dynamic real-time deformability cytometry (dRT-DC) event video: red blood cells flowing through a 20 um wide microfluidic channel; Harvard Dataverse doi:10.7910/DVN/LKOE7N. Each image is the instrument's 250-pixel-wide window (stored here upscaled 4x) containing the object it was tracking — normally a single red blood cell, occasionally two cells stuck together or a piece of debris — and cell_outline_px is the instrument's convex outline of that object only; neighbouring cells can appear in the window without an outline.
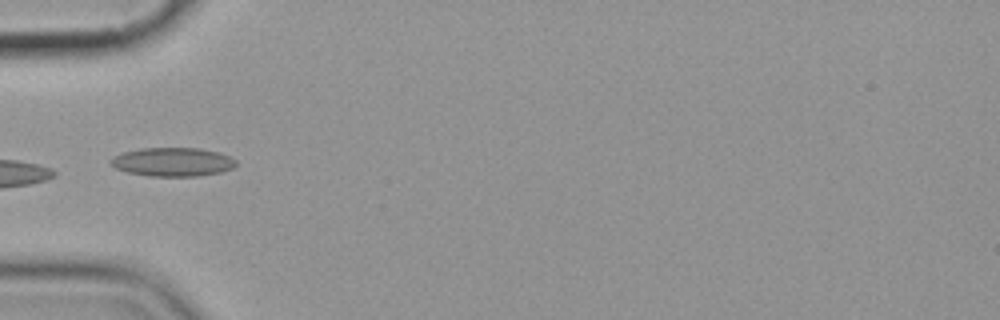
{"species": "common noctule bat (a hibernating species)", "species_latin": "Nyctalus noctula", "temperature_condition": "cold", "stored_images_in_passage": 4, "camera_frame_rate_fps": 3000, "um_per_image_px": 0.085, "animal": {"sex": "female", "body_mass_g": 19.9}, "frame": {"image": 1, "passage_image": 4, "time_ms": 3.667, "image_size_px": [1000, 320], "cell_outline_px": [[236, 164], [232, 168], [220, 172], [196, 176], [148, 176], [128, 172], [116, 168], [112, 164], [112, 156], [124, 152], [140, 148], [200, 148], [220, 152], [236, 160]], "centroid_in_image_um": [14.69, 13.76], "position_along_channel_um": 70.3, "area_um2": 20.87}}